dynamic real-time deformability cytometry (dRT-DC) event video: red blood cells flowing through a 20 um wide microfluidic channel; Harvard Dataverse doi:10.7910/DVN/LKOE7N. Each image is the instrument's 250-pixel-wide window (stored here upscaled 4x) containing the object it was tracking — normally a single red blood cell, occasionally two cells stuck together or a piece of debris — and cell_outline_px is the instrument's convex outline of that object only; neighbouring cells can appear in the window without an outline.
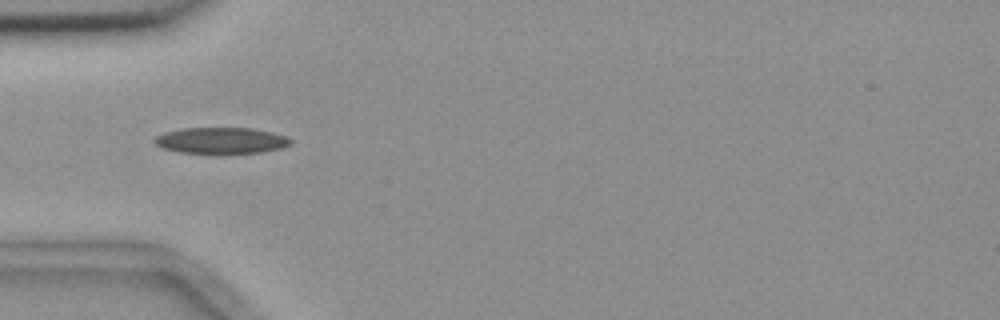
{"species": "common noctule bat (a hibernating species)", "species_latin": "Nyctalus noctula", "temperature_condition": "room temperature", "stored_images_in_passage": 5, "camera_frame_rate_fps": 3000, "um_per_image_px": 0.085, "animal": {"sex": "female", "body_mass_g": 18.4}, "frame": {"image": 1, "passage_image": 3, "time_ms": 3.333, "image_size_px": [1000, 320], "cell_outline_px": [[292, 144], [280, 148], [260, 152], [180, 152], [164, 148], [156, 144], [152, 140], [156, 136], [164, 132], [184, 128], [252, 128], [272, 132], [288, 136], [292, 140]], "centroid_in_image_um": [18.82, 11.92], "position_along_channel_um": 66.2, "area_um2": 20.4}}
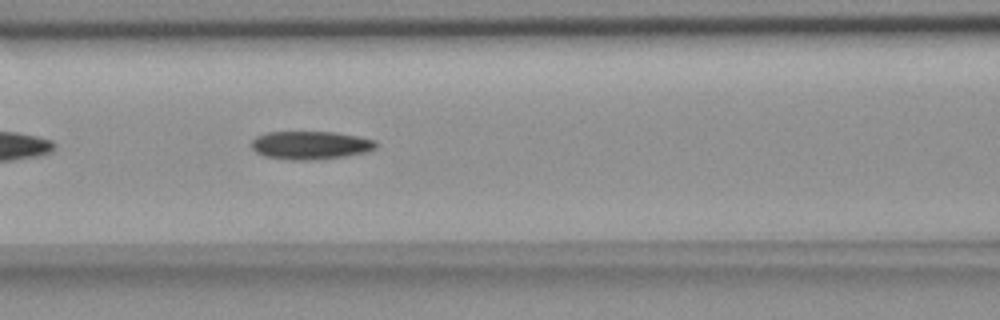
{"frame": {"image": 2, "passage_image": 5, "time_ms": 5.333, "image_size_px": [1000, 320], "cell_outline_px": [[376, 148], [364, 152], [344, 156], [320, 160], [292, 160], [264, 156], [256, 152], [252, 148], [252, 140], [256, 136], [268, 132], [336, 132], [360, 136], [376, 140]], "centroid_in_image_um": [26.4, 12.34], "position_along_channel_um": 140.2, "area_um2": 20.58}}